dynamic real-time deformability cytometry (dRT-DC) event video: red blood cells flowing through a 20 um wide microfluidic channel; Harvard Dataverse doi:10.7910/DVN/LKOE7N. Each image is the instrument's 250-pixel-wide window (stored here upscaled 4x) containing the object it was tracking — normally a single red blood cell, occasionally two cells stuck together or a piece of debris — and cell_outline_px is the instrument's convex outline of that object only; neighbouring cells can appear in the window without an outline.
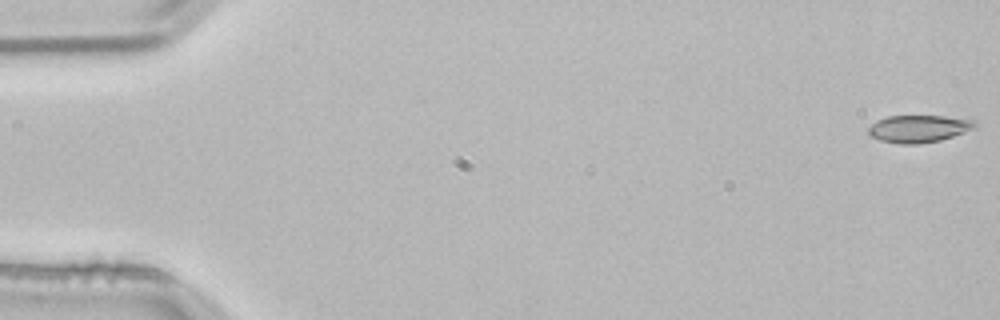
{"species": "common noctule bat (a hibernating species)", "species_latin": "Nyctalus noctula", "temperature_condition": "room temperature", "stored_images_in_passage": 53, "camera_frame_rate_fps": 3000, "um_per_image_px": 0.085, "animal": {"sex": "male", "body_mass_g": 21.5, "forearm_length_mm": 52.0}, "frame": {"image": 1, "passage_image": 1, "time_ms": 0.0, "image_size_px": [1000, 320], "cell_outline_px": [[976, 128], [940, 140], [920, 144], [900, 144], [880, 140], [872, 136], [868, 132], [868, 128], [876, 120], [888, 116], [944, 116], [972, 120], [976, 124]], "centroid_in_image_um": [78.07, 10.94], "position_along_channel_um": 6.9, "area_um2": 16.82}}
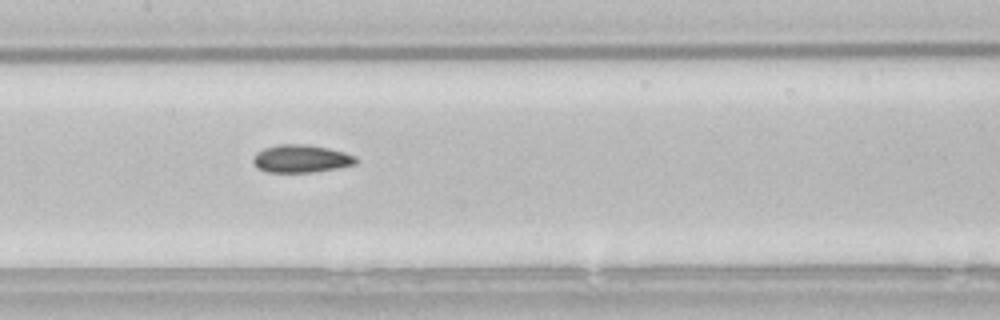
{"frame": {"image": 2, "passage_image": 26, "time_ms": 8.333, "image_size_px": [1000, 320], "cell_outline_px": [[356, 164], [340, 168], [312, 172], [268, 172], [256, 168], [252, 160], [252, 156], [256, 152], [264, 148], [280, 144], [308, 144], [328, 148], [344, 152], [356, 156]], "centroid_in_image_um": [25.57, 13.49], "position_along_channel_um": 181.8, "area_um2": 16.82}}
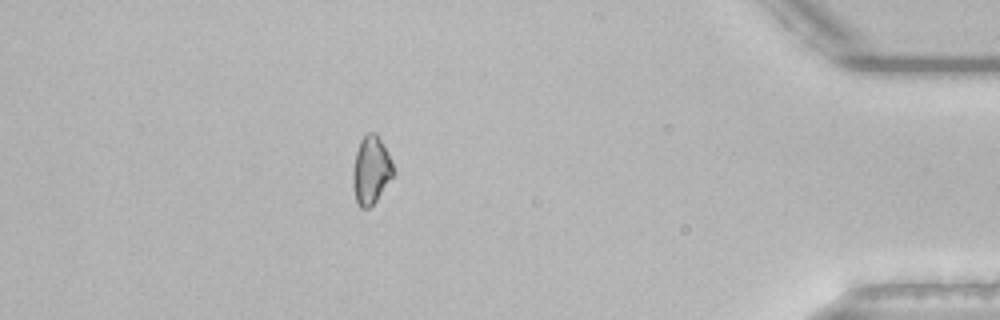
{"frame": {"image": 3, "passage_image": 47, "time_ms": 15.333, "image_size_px": [1000, 320], "cell_outline_px": [[396, 172], [376, 200], [368, 208], [360, 208], [356, 200], [352, 184], [352, 172], [356, 152], [360, 140], [368, 132], [376, 132]], "centroid_in_image_um": [31.52, 14.47], "position_along_channel_um": 403.7, "area_um2": 15.78}, "authors_computed_cell_mechanics": {"area_um2": 16.5308, "velocity_mm_per_s": 3.8415, "shape_relaxation_time_tau1_ms": null, "shape_relaxation_time_tau2_ms": 9.0371, "deformation_change_tau1": null, "deformation_change_tau2": 0.1399}}